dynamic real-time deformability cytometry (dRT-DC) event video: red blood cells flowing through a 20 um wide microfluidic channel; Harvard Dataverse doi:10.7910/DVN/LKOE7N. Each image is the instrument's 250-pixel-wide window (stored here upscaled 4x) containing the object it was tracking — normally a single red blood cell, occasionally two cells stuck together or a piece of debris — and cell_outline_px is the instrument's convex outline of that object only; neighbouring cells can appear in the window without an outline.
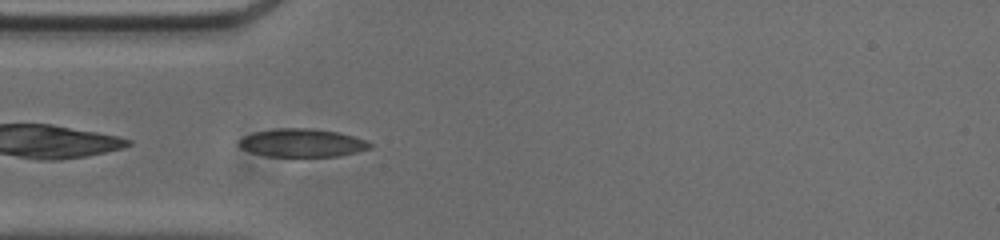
{"species": "common noctule bat (a hibernating species)", "species_latin": "Nyctalus noctula", "temperature_condition": "cold", "stored_images_in_passage": 40, "camera_frame_rate_fps": 3000, "um_per_image_px": 0.085, "animal": {"sex": "male", "body_mass_g": 20.0, "forearm_length_mm": 53.3}, "frame": {"image": 1, "passage_image": 1, "time_ms": 0.0, "image_size_px": [1000, 240], "cell_outline_px": [[372, 148], [340, 156], [264, 156], [240, 148], [236, 144], [244, 136], [252, 132], [280, 128], [312, 128], [336, 132], [368, 140], [372, 144]], "centroid_in_image_um": [25.67, 12.14], "position_along_channel_um": 59.3, "area_um2": 21.56}}
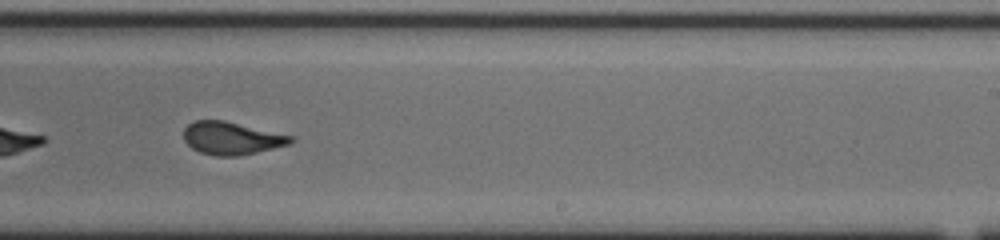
{"frame": {"image": 2, "passage_image": 18, "time_ms": 5.667, "image_size_px": [1000, 240], "cell_outline_px": [[296, 140], [288, 144], [256, 152], [236, 156], [216, 156], [200, 152], [192, 148], [184, 140], [184, 128], [188, 124], [196, 120], [224, 120], [292, 136]], "centroid_in_image_um": [19.65, 11.74], "position_along_channel_um": 269.3, "area_um2": 20.17}, "authors_computed_cell_mechanics": {"area_um2": 20.808, "velocity_mm_per_s": 3.714, "shape_relaxation_time_tau1_ms": null, "shape_relaxation_time_tau2_ms": 0.8673, "deformation_change_tau1": null, "deformation_change_tau2": 0.0559}}